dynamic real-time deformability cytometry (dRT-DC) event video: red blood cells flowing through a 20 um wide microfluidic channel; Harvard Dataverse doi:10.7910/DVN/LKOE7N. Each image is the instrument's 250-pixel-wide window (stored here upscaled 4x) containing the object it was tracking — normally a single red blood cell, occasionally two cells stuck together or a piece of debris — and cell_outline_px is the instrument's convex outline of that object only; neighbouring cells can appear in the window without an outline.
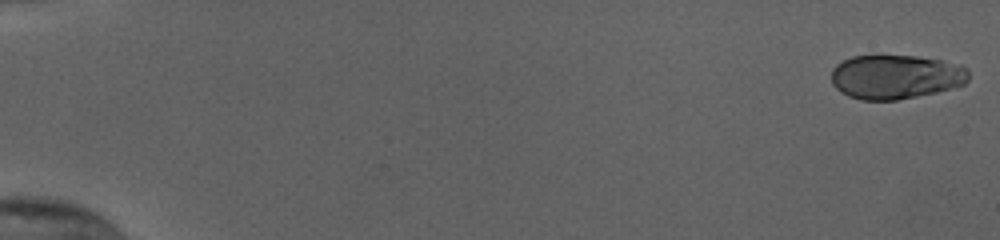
{"species": "human", "species_latin": "Homo sapiens", "temperature_condition": "cold", "stored_images_in_passage": 42, "camera_frame_rate_fps": 3000, "um_per_image_px": 0.085, "donor": {"sex": "female"}, "frame": {"image": 1, "passage_image": 1, "time_ms": 0.0, "image_size_px": [1000, 240], "cell_outline_px": [[968, 80], [964, 84], [936, 92], [896, 100], [860, 100], [848, 96], [840, 92], [832, 84], [832, 68], [836, 64], [852, 56], [916, 56], [940, 60], [960, 64], [968, 68]], "centroid_in_image_um": [76.12, 6.53], "position_along_channel_um": 8.9, "area_um2": 35.37}}
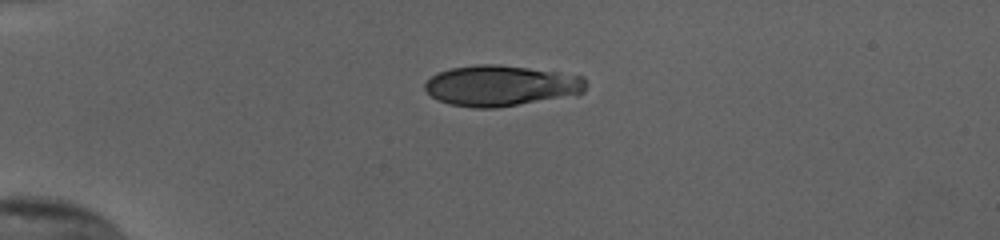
{"frame": {"image": 2, "passage_image": 15, "time_ms": 4.667, "image_size_px": [1000, 240], "cell_outline_px": [[588, 84], [584, 92], [576, 96], [496, 108], [476, 108], [448, 104], [432, 96], [424, 88], [424, 84], [436, 72], [452, 68], [480, 64], [496, 64], [528, 68], [584, 76]], "centroid_in_image_um": [42.64, 7.3], "position_along_channel_um": 42.4, "area_um2": 38.55}}